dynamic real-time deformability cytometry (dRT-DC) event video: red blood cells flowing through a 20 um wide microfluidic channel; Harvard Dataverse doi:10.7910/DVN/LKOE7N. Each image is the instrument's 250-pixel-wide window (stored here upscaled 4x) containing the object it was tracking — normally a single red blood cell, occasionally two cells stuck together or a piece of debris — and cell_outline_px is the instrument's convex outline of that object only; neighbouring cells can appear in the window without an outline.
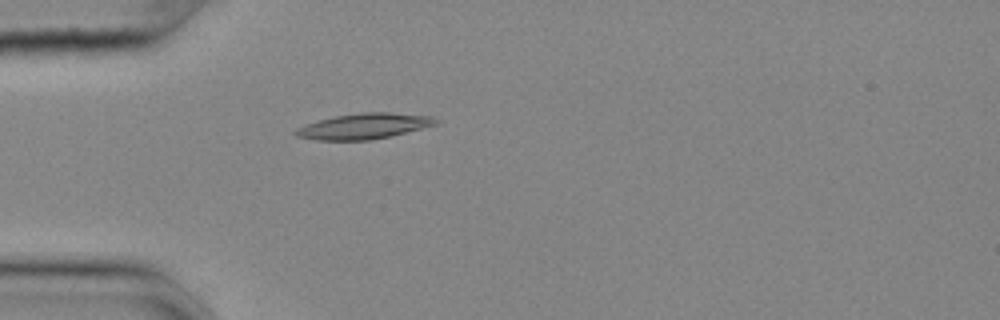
{"species": "common noctule bat (a hibernating species)", "species_latin": "Nyctalus noctula", "temperature_condition": "cold", "stored_images_in_passage": 55, "camera_frame_rate_fps": 3000, "um_per_image_px": 0.085, "animal": {"sex": "female", "body_mass_g": 25.1}, "frame": {"image": 1, "passage_image": 16, "time_ms": 5.0, "image_size_px": [1000, 320], "cell_outline_px": [[436, 124], [372, 140], [316, 140], [296, 136], [292, 132], [296, 128], [304, 124], [336, 116], [360, 112], [388, 112], [432, 116], [436, 120]], "centroid_in_image_um": [30.85, 10.72], "position_along_channel_um": 54.2, "area_um2": 20.63}}
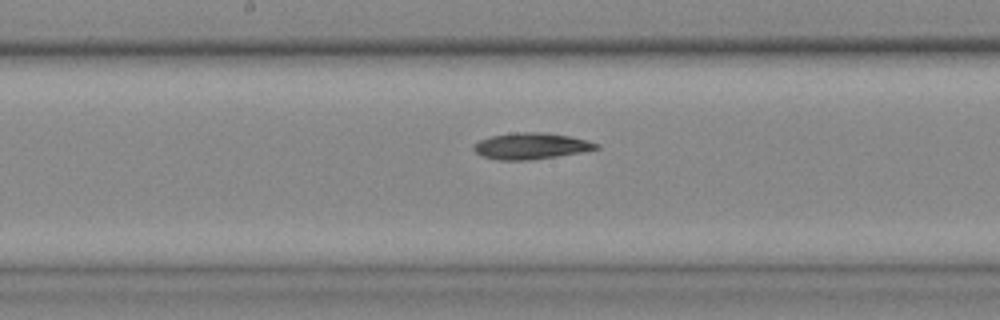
{"frame": {"image": 2, "passage_image": 29, "time_ms": 9.333, "image_size_px": [1000, 320], "cell_outline_px": [[600, 148], [580, 152], [532, 160], [496, 160], [480, 156], [472, 148], [472, 144], [480, 140], [492, 136], [516, 132], [544, 132], [568, 136], [588, 140], [600, 144]], "centroid_in_image_um": [45.11, 12.41], "position_along_channel_um": 203.1, "area_um2": 18.84}}
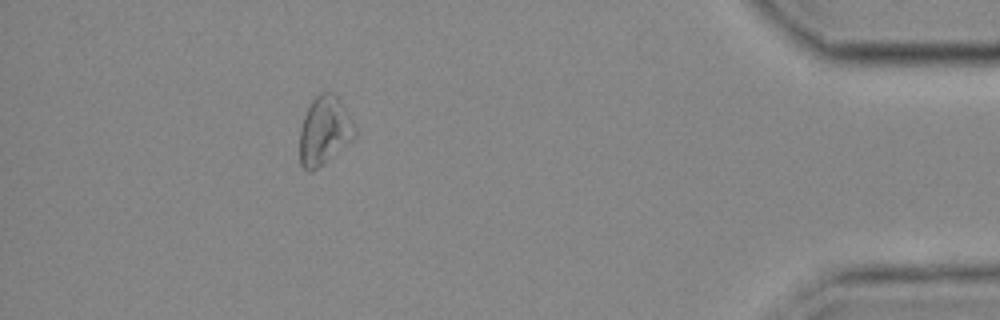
{"frame": {"image": 3, "passage_image": 50, "time_ms": 16.333, "image_size_px": [1000, 320], "cell_outline_px": [[356, 136], [312, 172], [308, 172], [300, 164], [300, 128], [304, 116], [312, 100], [320, 92], [332, 92], [340, 100], [352, 120], [356, 128]], "centroid_in_image_um": [27.56, 11.09], "position_along_channel_um": 407.6, "area_um2": 21.68}, "authors_computed_cell_mechanics": {"area_um2": 19.5364, "velocity_mm_per_s": 3.6389, "shape_relaxation_time_tau1_ms": 7.682, "shape_relaxation_time_tau2_ms": null, "deformation_change_tau1": 0.134, "deformation_change_tau2": null}}